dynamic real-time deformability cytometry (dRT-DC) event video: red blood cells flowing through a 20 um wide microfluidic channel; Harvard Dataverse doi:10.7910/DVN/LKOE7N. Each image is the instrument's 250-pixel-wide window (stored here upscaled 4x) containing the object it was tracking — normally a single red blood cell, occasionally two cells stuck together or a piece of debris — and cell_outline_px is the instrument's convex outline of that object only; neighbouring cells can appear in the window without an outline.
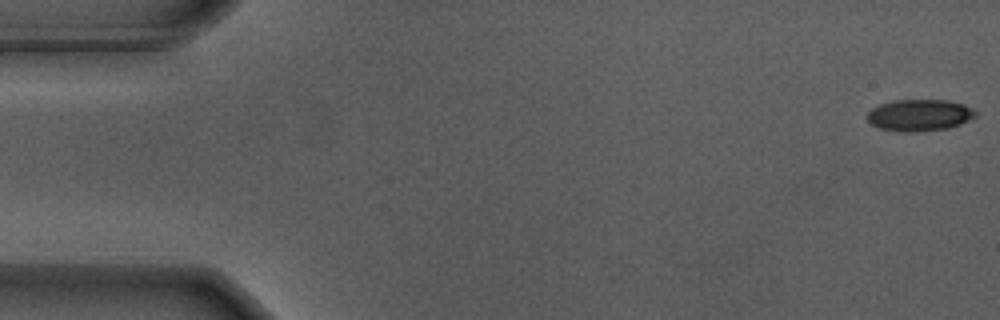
{"species": "Egyptian fruit bat (a non-hibernating species)", "species_latin": "Rousettus aegyptiacus", "temperature_condition": "warm", "stored_images_in_passage": 15, "camera_frame_rate_fps": 3000, "um_per_image_px": 0.085, "animal": {"sex": "male"}, "frame": {"image": 1, "passage_image": 1, "time_ms": 0.0, "image_size_px": [1000, 320], "cell_outline_px": [[976, 116], [960, 124], [948, 128], [916, 132], [900, 132], [880, 128], [872, 124], [868, 120], [868, 112], [872, 108], [880, 104], [892, 100], [948, 100], [964, 104], [972, 108], [976, 112]], "centroid_in_image_um": [78.16, 9.78], "position_along_channel_um": 6.8, "area_um2": 20.0}}
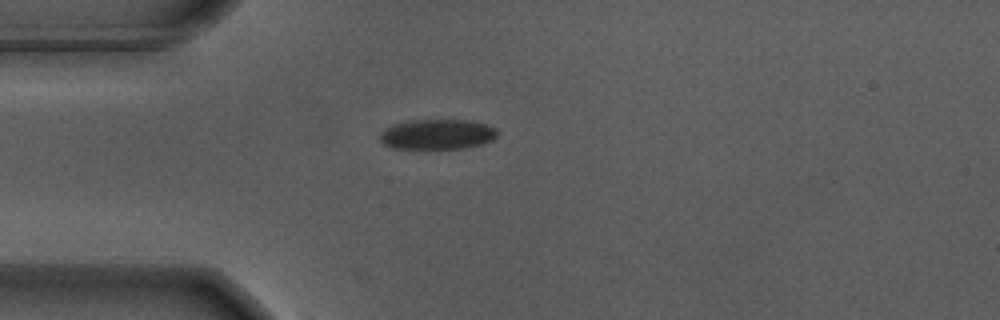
{"frame": {"image": 2, "passage_image": 15, "time_ms": 4.667, "image_size_px": [1000, 320], "cell_outline_px": [[500, 132], [492, 140], [484, 144], [464, 148], [392, 148], [384, 144], [380, 140], [380, 132], [392, 124], [408, 120], [472, 120], [488, 124], [496, 128]], "centroid_in_image_um": [37.21, 11.4], "position_along_channel_um": 47.8, "area_um2": 20.87}}